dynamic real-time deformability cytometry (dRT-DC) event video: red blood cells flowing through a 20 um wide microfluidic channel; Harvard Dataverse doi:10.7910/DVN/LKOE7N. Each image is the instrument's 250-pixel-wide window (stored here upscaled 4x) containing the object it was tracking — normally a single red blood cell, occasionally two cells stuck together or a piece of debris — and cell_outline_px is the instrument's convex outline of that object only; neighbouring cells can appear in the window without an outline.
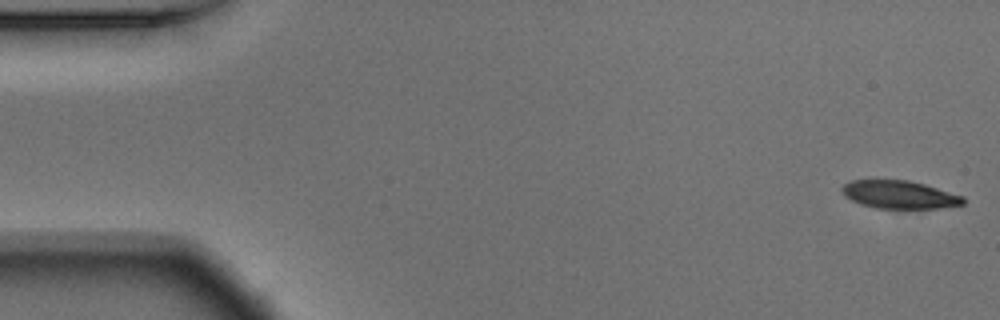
{"species": "Egyptian fruit bat (a non-hibernating species)", "species_latin": "Rousettus aegyptiacus", "temperature_condition": "warm", "stored_images_in_passage": 53, "camera_frame_rate_fps": 3000, "um_per_image_px": 0.085, "animal": {"sex": "male"}, "frame": {"image": 1, "passage_image": 1, "time_ms": 0.0, "image_size_px": [1000, 320], "cell_outline_px": [[964, 204], [940, 208], [908, 212], [904, 212], [876, 208], [860, 204], [844, 196], [840, 188], [844, 184], [852, 180], [908, 180], [924, 184], [964, 196]], "centroid_in_image_um": [76.47, 16.6], "position_along_channel_um": 8.5, "area_um2": 20.69}}
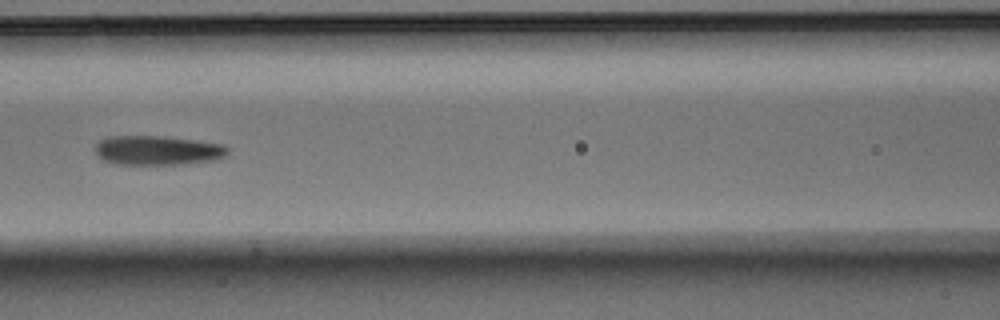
{"frame": {"image": 2, "passage_image": 23, "time_ms": 7.333, "image_size_px": [1000, 320], "cell_outline_px": [[228, 156], [212, 160], [180, 164], [112, 164], [96, 156], [96, 144], [100, 140], [112, 136], [160, 136], [196, 140], [224, 144], [228, 148]], "centroid_in_image_um": [13.4, 12.78], "position_along_channel_um": 153.2, "area_um2": 22.72}}
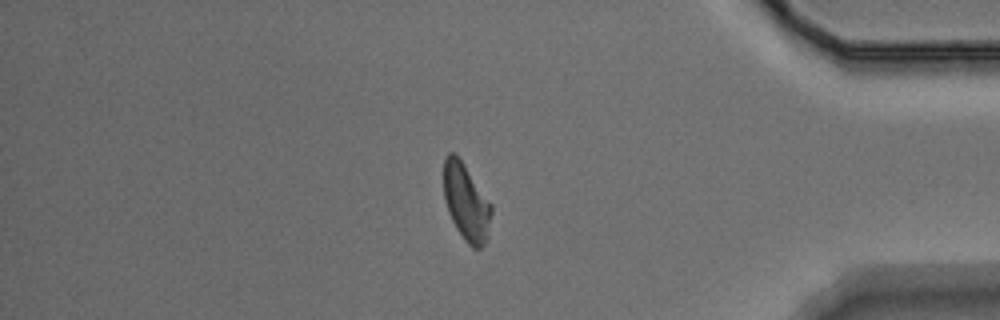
{"frame": {"image": 3, "passage_image": 45, "time_ms": 14.667, "image_size_px": [1000, 320], "cell_outline_px": [[492, 212], [484, 244], [480, 248], [472, 248], [468, 244], [456, 228], [448, 212], [444, 200], [444, 160], [448, 152], [456, 152], [492, 204]], "centroid_in_image_um": [39.61, 17.14], "position_along_channel_um": 395.6, "area_um2": 21.27}, "authors_computed_cell_mechanics": {"area_um2": 21.964, "velocity_mm_per_s": 3.7403, "shape_relaxation_time_tau1_ms": 4.2727, "shape_relaxation_time_tau2_ms": 3.1056, "deformation_change_tau1": 0.167, "deformation_change_tau2": 0.1197}}